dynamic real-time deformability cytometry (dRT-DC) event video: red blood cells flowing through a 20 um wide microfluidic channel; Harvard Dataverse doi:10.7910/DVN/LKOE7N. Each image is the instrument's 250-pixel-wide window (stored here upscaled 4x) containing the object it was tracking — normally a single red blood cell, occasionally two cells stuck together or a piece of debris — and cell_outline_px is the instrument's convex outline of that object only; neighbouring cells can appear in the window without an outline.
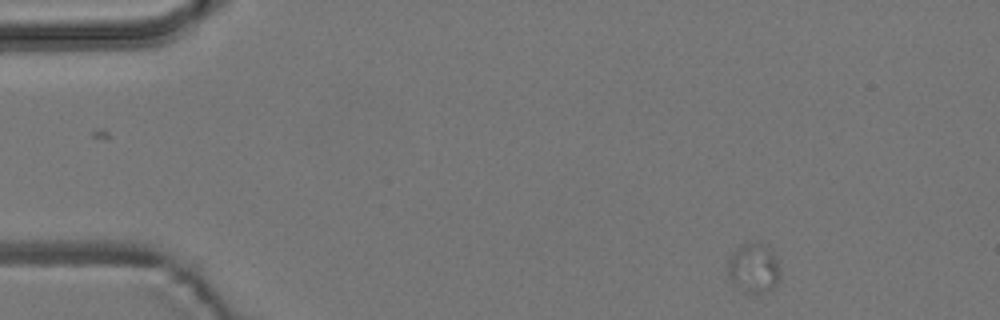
{"species": "common noctule bat (a hibernating species)", "species_latin": "Nyctalus noctula", "temperature_condition": "room temperature", "stored_images_in_passage": 4, "camera_frame_rate_fps": 3000, "um_per_image_px": 0.085, "animal": {"sex": "male", "body_mass_g": 19.2, "forearm_length_mm": 51.8}, "frame": {"image": 1, "passage_image": 1, "time_ms": 0.0, "image_size_px": [1000, 320], "cell_outline_px": [[780, 276], [776, 284], [764, 292], [744, 292], [728, 276], [728, 264], [732, 252], [740, 244], [764, 244], [772, 248], [780, 272]], "centroid_in_image_um": [64.07, 22.76], "position_along_channel_um": 20.9, "area_um2": 14.74}}
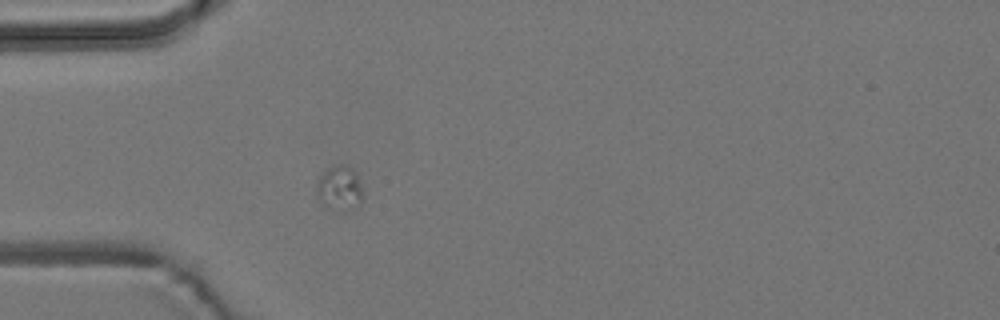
{"frame": {"image": 2, "passage_image": 4, "time_ms": 3.333, "image_size_px": [1000, 320], "cell_outline_px": [[364, 196], [360, 204], [344, 212], [336, 212], [328, 208], [320, 200], [316, 192], [316, 184], [320, 176], [328, 168], [336, 164], [344, 164], [352, 168], [356, 172]], "centroid_in_image_um": [28.87, 16.01], "position_along_channel_um": 56.1, "area_um2": 12.31}}